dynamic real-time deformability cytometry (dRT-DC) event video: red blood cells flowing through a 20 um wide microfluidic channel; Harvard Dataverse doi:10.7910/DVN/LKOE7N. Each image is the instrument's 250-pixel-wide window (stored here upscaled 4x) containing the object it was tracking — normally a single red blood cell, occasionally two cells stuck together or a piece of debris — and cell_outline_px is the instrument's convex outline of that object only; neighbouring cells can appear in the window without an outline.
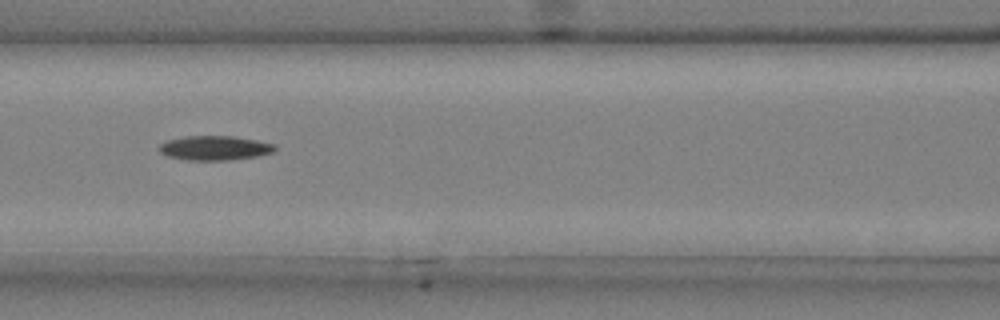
{"species": "common noctule bat (a hibernating species)", "species_latin": "Nyctalus noctula", "temperature_condition": "cold", "stored_images_in_passage": 51, "camera_frame_rate_fps": 3000, "um_per_image_px": 0.085, "animal": {"sex": "male", "body_mass_g": 20.4}, "frame": {"image": 1, "passage_image": 23, "time_ms": 7.333, "image_size_px": [1000, 320], "cell_outline_px": [[276, 148], [272, 152], [256, 156], [228, 160], [188, 160], [168, 156], [160, 152], [156, 148], [160, 144], [168, 140], [184, 136], [232, 136], [256, 140], [276, 144]], "centroid_in_image_um": [18.22, 12.57], "position_along_channel_um": 148.4, "area_um2": 16.42}}
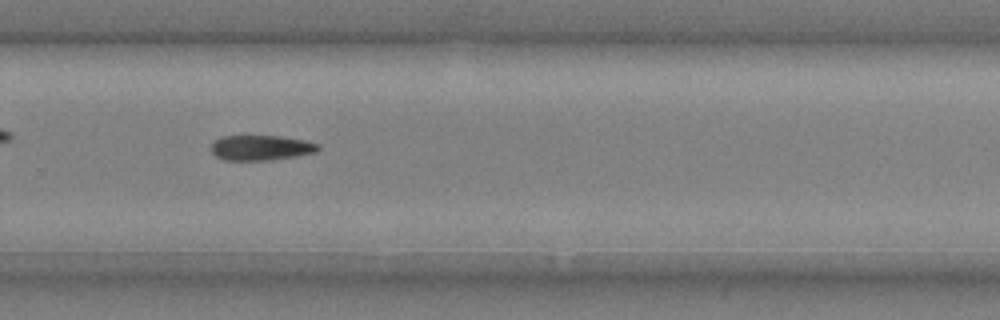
{"frame": {"image": 2, "passage_image": 36, "time_ms": 11.667, "image_size_px": [1000, 320], "cell_outline_px": [[320, 148], [316, 152], [296, 156], [272, 160], [224, 160], [216, 156], [212, 152], [212, 144], [220, 136], [280, 136], [304, 140], [320, 144]], "centroid_in_image_um": [22.2, 12.56], "position_along_channel_um": 307.6, "area_um2": 15.66}}
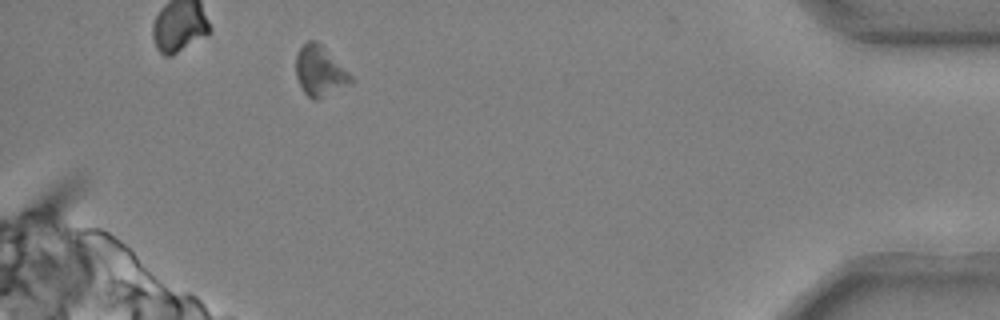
{"frame": {"image": 3, "passage_image": 48, "time_ms": 15.667, "image_size_px": [1000, 320], "cell_outline_px": [[356, 80], [352, 84], [320, 100], [312, 100], [304, 92], [296, 76], [296, 56], [300, 48], [308, 40], [316, 40]], "centroid_in_image_um": [27.21, 6.1], "position_along_channel_um": 408.0, "area_um2": 16.13}, "authors_computed_cell_mechanics": {"area_um2": 16.4152, "velocity_mm_per_s": 3.6787, "shape_relaxation_time_tau1_ms": 7.9715, "shape_relaxation_time_tau2_ms": null, "deformation_change_tau1": 0.0864, "deformation_change_tau2": null}}